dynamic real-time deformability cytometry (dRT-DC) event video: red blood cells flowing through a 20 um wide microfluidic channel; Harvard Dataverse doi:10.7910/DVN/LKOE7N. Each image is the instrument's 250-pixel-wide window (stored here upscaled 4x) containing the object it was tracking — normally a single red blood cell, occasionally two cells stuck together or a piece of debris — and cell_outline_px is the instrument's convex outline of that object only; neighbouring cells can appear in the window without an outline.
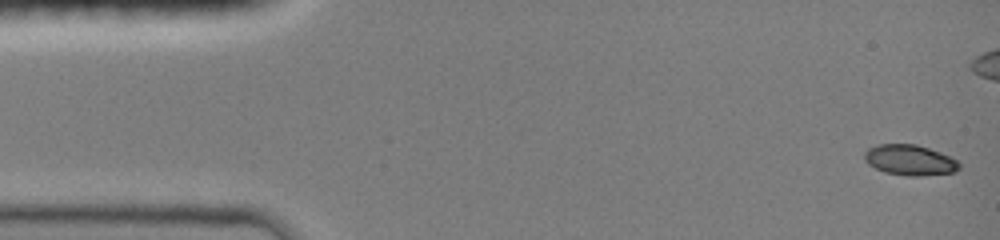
{"species": "common noctule bat (a hibernating species)", "species_latin": "Nyctalus noctula", "temperature_condition": "room temperature", "stored_images_in_passage": 41, "camera_frame_rate_fps": 3000, "um_per_image_px": 0.085, "animal": {"sex": "female", "body_mass_g": 19.0, "forearm_length_mm": 51.5}, "frame": {"image": 1, "passage_image": 1, "time_ms": 0.0, "image_size_px": [1000, 240], "cell_outline_px": [[960, 168], [956, 172], [920, 176], [908, 176], [884, 172], [868, 164], [864, 160], [864, 152], [868, 148], [876, 144], [916, 144], [940, 152], [956, 160], [960, 164]], "centroid_in_image_um": [77.32, 13.61], "position_along_channel_um": 7.7, "area_um2": 16.94}}
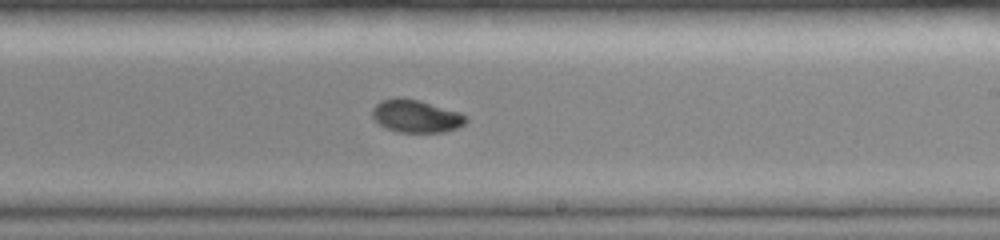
{"frame": {"image": 2, "passage_image": 26, "time_ms": 8.333, "image_size_px": [1000, 240], "cell_outline_px": [[468, 120], [464, 124], [456, 128], [444, 132], [400, 132], [388, 128], [380, 124], [372, 116], [372, 108], [380, 100], [396, 96], [400, 96], [420, 100], [460, 112], [468, 116]], "centroid_in_image_um": [35.37, 9.84], "position_along_channel_um": 253.6, "area_um2": 18.03}}
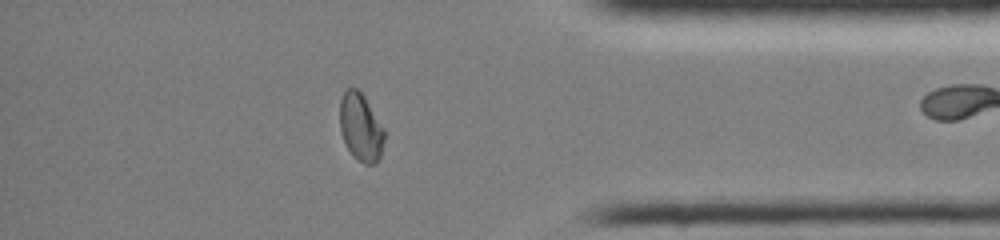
{"frame": {"image": 3, "passage_image": 38, "time_ms": 12.333, "image_size_px": [1000, 240], "cell_outline_px": [[384, 140], [380, 156], [372, 164], [364, 164], [352, 156], [340, 132], [340, 100], [344, 92], [348, 88], [356, 88], [364, 96], [384, 128]], "centroid_in_image_um": [30.65, 10.82], "position_along_channel_um": 404.5, "area_um2": 17.4}}